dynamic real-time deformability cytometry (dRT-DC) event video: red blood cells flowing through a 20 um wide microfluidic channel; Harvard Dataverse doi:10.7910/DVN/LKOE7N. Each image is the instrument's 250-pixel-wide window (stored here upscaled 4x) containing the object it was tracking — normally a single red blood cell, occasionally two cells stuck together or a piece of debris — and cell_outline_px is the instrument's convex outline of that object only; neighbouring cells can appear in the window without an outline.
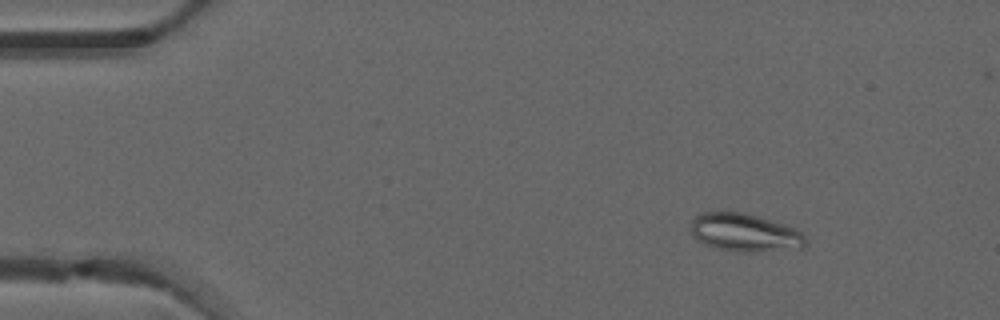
{"species": "common noctule bat (a hibernating species)", "species_latin": "Nyctalus noctula", "temperature_condition": "warm", "stored_images_in_passage": 4, "camera_frame_rate_fps": 3000, "um_per_image_px": 0.085, "animal": {"sex": "male", "forearm_length_mm": 52.5}, "frame": {"image": 1, "passage_image": 1, "time_ms": 0.0, "image_size_px": [1000, 320], "cell_outline_px": [[808, 240], [804, 248], [756, 252], [736, 252], [716, 248], [704, 244], [696, 240], [692, 236], [688, 224], [700, 212], [744, 212], [784, 224], [796, 228], [804, 232]], "centroid_in_image_um": [63.31, 19.78], "position_along_channel_um": 21.7, "area_um2": 26.13}}